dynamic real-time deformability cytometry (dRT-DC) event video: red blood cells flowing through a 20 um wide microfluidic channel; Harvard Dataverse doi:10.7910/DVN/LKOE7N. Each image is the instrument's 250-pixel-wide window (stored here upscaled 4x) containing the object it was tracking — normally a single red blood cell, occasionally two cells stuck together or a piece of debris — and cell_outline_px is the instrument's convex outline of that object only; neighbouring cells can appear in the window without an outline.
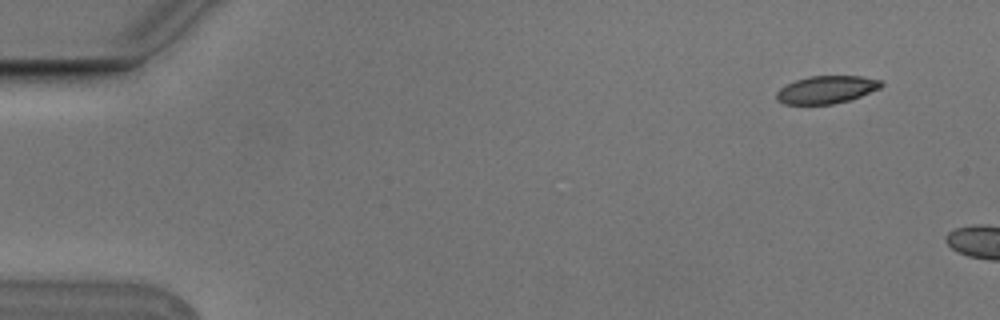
{"species": "Egyptian fruit bat (a non-hibernating species)", "species_latin": "Rousettus aegyptiacus", "temperature_condition": "cold", "stored_images_in_passage": 2, "camera_frame_rate_fps": 3000, "um_per_image_px": 0.085, "animal": {"sex": "male"}, "frame": {"image": 1, "passage_image": 1, "time_ms": 0.0, "image_size_px": [1000, 320], "cell_outline_px": [[884, 84], [880, 88], [852, 100], [832, 104], [784, 104], [776, 100], [776, 92], [780, 88], [796, 80], [808, 76], [860, 76], [880, 80]], "centroid_in_image_um": [70.25, 7.62], "position_along_channel_um": 14.7, "area_um2": 16.94}}